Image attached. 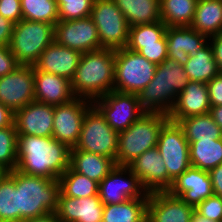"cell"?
<instances>
[{"label": "cell", "mask_w": 222, "mask_h": 222, "mask_svg": "<svg viewBox=\"0 0 222 222\" xmlns=\"http://www.w3.org/2000/svg\"><path fill=\"white\" fill-rule=\"evenodd\" d=\"M71 148L53 137L17 135L16 170L57 180L70 167Z\"/></svg>", "instance_id": "1"}, {"label": "cell", "mask_w": 222, "mask_h": 222, "mask_svg": "<svg viewBox=\"0 0 222 222\" xmlns=\"http://www.w3.org/2000/svg\"><path fill=\"white\" fill-rule=\"evenodd\" d=\"M115 50L100 49L81 53L71 89L75 97L90 101L114 90Z\"/></svg>", "instance_id": "2"}, {"label": "cell", "mask_w": 222, "mask_h": 222, "mask_svg": "<svg viewBox=\"0 0 222 222\" xmlns=\"http://www.w3.org/2000/svg\"><path fill=\"white\" fill-rule=\"evenodd\" d=\"M184 66L168 57L157 65L152 81L137 94L145 112L168 115L189 82Z\"/></svg>", "instance_id": "3"}, {"label": "cell", "mask_w": 222, "mask_h": 222, "mask_svg": "<svg viewBox=\"0 0 222 222\" xmlns=\"http://www.w3.org/2000/svg\"><path fill=\"white\" fill-rule=\"evenodd\" d=\"M13 181L18 188L20 222L56 212L60 193L58 179L26 175L14 169Z\"/></svg>", "instance_id": "4"}, {"label": "cell", "mask_w": 222, "mask_h": 222, "mask_svg": "<svg viewBox=\"0 0 222 222\" xmlns=\"http://www.w3.org/2000/svg\"><path fill=\"white\" fill-rule=\"evenodd\" d=\"M168 120L163 113L146 112L128 129L119 132L116 165L128 166L145 151L157 147L159 132Z\"/></svg>", "instance_id": "5"}, {"label": "cell", "mask_w": 222, "mask_h": 222, "mask_svg": "<svg viewBox=\"0 0 222 222\" xmlns=\"http://www.w3.org/2000/svg\"><path fill=\"white\" fill-rule=\"evenodd\" d=\"M53 41V24L22 19L14 24L9 49L20 65L34 66Z\"/></svg>", "instance_id": "6"}, {"label": "cell", "mask_w": 222, "mask_h": 222, "mask_svg": "<svg viewBox=\"0 0 222 222\" xmlns=\"http://www.w3.org/2000/svg\"><path fill=\"white\" fill-rule=\"evenodd\" d=\"M156 67L126 47L115 50L114 91L138 94L152 81Z\"/></svg>", "instance_id": "7"}, {"label": "cell", "mask_w": 222, "mask_h": 222, "mask_svg": "<svg viewBox=\"0 0 222 222\" xmlns=\"http://www.w3.org/2000/svg\"><path fill=\"white\" fill-rule=\"evenodd\" d=\"M75 149L100 154L115 161L118 132L114 131L100 111L92 105L86 112Z\"/></svg>", "instance_id": "8"}, {"label": "cell", "mask_w": 222, "mask_h": 222, "mask_svg": "<svg viewBox=\"0 0 222 222\" xmlns=\"http://www.w3.org/2000/svg\"><path fill=\"white\" fill-rule=\"evenodd\" d=\"M101 48L122 49L128 42L129 25L113 0H94L91 15Z\"/></svg>", "instance_id": "9"}, {"label": "cell", "mask_w": 222, "mask_h": 222, "mask_svg": "<svg viewBox=\"0 0 222 222\" xmlns=\"http://www.w3.org/2000/svg\"><path fill=\"white\" fill-rule=\"evenodd\" d=\"M92 104L100 111L108 125L118 133L128 129L146 113L139 104L137 94L114 90L95 99Z\"/></svg>", "instance_id": "10"}, {"label": "cell", "mask_w": 222, "mask_h": 222, "mask_svg": "<svg viewBox=\"0 0 222 222\" xmlns=\"http://www.w3.org/2000/svg\"><path fill=\"white\" fill-rule=\"evenodd\" d=\"M157 148L173 181L191 166L189 142L178 123L168 120L162 126Z\"/></svg>", "instance_id": "11"}, {"label": "cell", "mask_w": 222, "mask_h": 222, "mask_svg": "<svg viewBox=\"0 0 222 222\" xmlns=\"http://www.w3.org/2000/svg\"><path fill=\"white\" fill-rule=\"evenodd\" d=\"M98 195L104 205L119 204L135 198H149V193L143 188L139 178L129 166L124 165H116L102 179Z\"/></svg>", "instance_id": "12"}, {"label": "cell", "mask_w": 222, "mask_h": 222, "mask_svg": "<svg viewBox=\"0 0 222 222\" xmlns=\"http://www.w3.org/2000/svg\"><path fill=\"white\" fill-rule=\"evenodd\" d=\"M92 101L75 97L70 102L54 106V140L73 148L79 139L81 126Z\"/></svg>", "instance_id": "13"}, {"label": "cell", "mask_w": 222, "mask_h": 222, "mask_svg": "<svg viewBox=\"0 0 222 222\" xmlns=\"http://www.w3.org/2000/svg\"><path fill=\"white\" fill-rule=\"evenodd\" d=\"M54 41L80 53L102 49L97 28L91 17L70 21L59 20L54 25Z\"/></svg>", "instance_id": "14"}, {"label": "cell", "mask_w": 222, "mask_h": 222, "mask_svg": "<svg viewBox=\"0 0 222 222\" xmlns=\"http://www.w3.org/2000/svg\"><path fill=\"white\" fill-rule=\"evenodd\" d=\"M34 87V66L21 65L0 77V103L15 113L35 100Z\"/></svg>", "instance_id": "15"}, {"label": "cell", "mask_w": 222, "mask_h": 222, "mask_svg": "<svg viewBox=\"0 0 222 222\" xmlns=\"http://www.w3.org/2000/svg\"><path fill=\"white\" fill-rule=\"evenodd\" d=\"M128 166L148 193L166 192L173 183L157 147L145 151Z\"/></svg>", "instance_id": "16"}, {"label": "cell", "mask_w": 222, "mask_h": 222, "mask_svg": "<svg viewBox=\"0 0 222 222\" xmlns=\"http://www.w3.org/2000/svg\"><path fill=\"white\" fill-rule=\"evenodd\" d=\"M54 106L32 101L14 113L17 135L52 137Z\"/></svg>", "instance_id": "17"}, {"label": "cell", "mask_w": 222, "mask_h": 222, "mask_svg": "<svg viewBox=\"0 0 222 222\" xmlns=\"http://www.w3.org/2000/svg\"><path fill=\"white\" fill-rule=\"evenodd\" d=\"M170 195L180 197L194 208L213 195L212 182L208 171L190 166L178 176L167 191Z\"/></svg>", "instance_id": "18"}, {"label": "cell", "mask_w": 222, "mask_h": 222, "mask_svg": "<svg viewBox=\"0 0 222 222\" xmlns=\"http://www.w3.org/2000/svg\"><path fill=\"white\" fill-rule=\"evenodd\" d=\"M165 36L168 58L182 66H185L189 57L196 56L197 52L209 43V37L191 26L167 27Z\"/></svg>", "instance_id": "19"}, {"label": "cell", "mask_w": 222, "mask_h": 222, "mask_svg": "<svg viewBox=\"0 0 222 222\" xmlns=\"http://www.w3.org/2000/svg\"><path fill=\"white\" fill-rule=\"evenodd\" d=\"M194 207L166 192L149 193L146 222H189Z\"/></svg>", "instance_id": "20"}, {"label": "cell", "mask_w": 222, "mask_h": 222, "mask_svg": "<svg viewBox=\"0 0 222 222\" xmlns=\"http://www.w3.org/2000/svg\"><path fill=\"white\" fill-rule=\"evenodd\" d=\"M103 209L104 204L99 195L73 198L60 192L55 213L62 222H100Z\"/></svg>", "instance_id": "21"}, {"label": "cell", "mask_w": 222, "mask_h": 222, "mask_svg": "<svg viewBox=\"0 0 222 222\" xmlns=\"http://www.w3.org/2000/svg\"><path fill=\"white\" fill-rule=\"evenodd\" d=\"M210 108L207 84L189 81L183 91L178 94L168 118L172 122H177L191 116L209 113Z\"/></svg>", "instance_id": "22"}, {"label": "cell", "mask_w": 222, "mask_h": 222, "mask_svg": "<svg viewBox=\"0 0 222 222\" xmlns=\"http://www.w3.org/2000/svg\"><path fill=\"white\" fill-rule=\"evenodd\" d=\"M81 53L53 41L40 55L34 67L46 73L62 76L71 81L75 75Z\"/></svg>", "instance_id": "23"}, {"label": "cell", "mask_w": 222, "mask_h": 222, "mask_svg": "<svg viewBox=\"0 0 222 222\" xmlns=\"http://www.w3.org/2000/svg\"><path fill=\"white\" fill-rule=\"evenodd\" d=\"M35 101L58 106L70 102L75 96L71 81L62 76L39 71L34 67Z\"/></svg>", "instance_id": "24"}, {"label": "cell", "mask_w": 222, "mask_h": 222, "mask_svg": "<svg viewBox=\"0 0 222 222\" xmlns=\"http://www.w3.org/2000/svg\"><path fill=\"white\" fill-rule=\"evenodd\" d=\"M116 166L112 158L77 150L74 147L70 151V168L88 178L100 183Z\"/></svg>", "instance_id": "25"}, {"label": "cell", "mask_w": 222, "mask_h": 222, "mask_svg": "<svg viewBox=\"0 0 222 222\" xmlns=\"http://www.w3.org/2000/svg\"><path fill=\"white\" fill-rule=\"evenodd\" d=\"M127 20L129 27L151 24L161 20L160 0H113Z\"/></svg>", "instance_id": "26"}, {"label": "cell", "mask_w": 222, "mask_h": 222, "mask_svg": "<svg viewBox=\"0 0 222 222\" xmlns=\"http://www.w3.org/2000/svg\"><path fill=\"white\" fill-rule=\"evenodd\" d=\"M191 27L207 37L222 32V0H198Z\"/></svg>", "instance_id": "27"}, {"label": "cell", "mask_w": 222, "mask_h": 222, "mask_svg": "<svg viewBox=\"0 0 222 222\" xmlns=\"http://www.w3.org/2000/svg\"><path fill=\"white\" fill-rule=\"evenodd\" d=\"M148 198L129 199L119 204L104 205L103 222H146Z\"/></svg>", "instance_id": "28"}, {"label": "cell", "mask_w": 222, "mask_h": 222, "mask_svg": "<svg viewBox=\"0 0 222 222\" xmlns=\"http://www.w3.org/2000/svg\"><path fill=\"white\" fill-rule=\"evenodd\" d=\"M188 142L191 166L210 171L222 164V138Z\"/></svg>", "instance_id": "29"}, {"label": "cell", "mask_w": 222, "mask_h": 222, "mask_svg": "<svg viewBox=\"0 0 222 222\" xmlns=\"http://www.w3.org/2000/svg\"><path fill=\"white\" fill-rule=\"evenodd\" d=\"M176 123L182 128L187 141L218 140L222 138V130L215 123L210 113L191 116Z\"/></svg>", "instance_id": "30"}, {"label": "cell", "mask_w": 222, "mask_h": 222, "mask_svg": "<svg viewBox=\"0 0 222 222\" xmlns=\"http://www.w3.org/2000/svg\"><path fill=\"white\" fill-rule=\"evenodd\" d=\"M198 0H160L161 21L167 27L191 26Z\"/></svg>", "instance_id": "31"}, {"label": "cell", "mask_w": 222, "mask_h": 222, "mask_svg": "<svg viewBox=\"0 0 222 222\" xmlns=\"http://www.w3.org/2000/svg\"><path fill=\"white\" fill-rule=\"evenodd\" d=\"M184 70L190 81L208 83L220 72L213 56V49L208 43L194 57H189Z\"/></svg>", "instance_id": "32"}, {"label": "cell", "mask_w": 222, "mask_h": 222, "mask_svg": "<svg viewBox=\"0 0 222 222\" xmlns=\"http://www.w3.org/2000/svg\"><path fill=\"white\" fill-rule=\"evenodd\" d=\"M60 192L67 197L82 198L98 195L99 183L73 171L70 167L58 178Z\"/></svg>", "instance_id": "33"}, {"label": "cell", "mask_w": 222, "mask_h": 222, "mask_svg": "<svg viewBox=\"0 0 222 222\" xmlns=\"http://www.w3.org/2000/svg\"><path fill=\"white\" fill-rule=\"evenodd\" d=\"M0 222H20L18 188L13 181V170L0 180Z\"/></svg>", "instance_id": "34"}, {"label": "cell", "mask_w": 222, "mask_h": 222, "mask_svg": "<svg viewBox=\"0 0 222 222\" xmlns=\"http://www.w3.org/2000/svg\"><path fill=\"white\" fill-rule=\"evenodd\" d=\"M166 30L167 26L161 20L151 24L131 26L126 48L138 53L143 45L158 44V41L165 36Z\"/></svg>", "instance_id": "35"}, {"label": "cell", "mask_w": 222, "mask_h": 222, "mask_svg": "<svg viewBox=\"0 0 222 222\" xmlns=\"http://www.w3.org/2000/svg\"><path fill=\"white\" fill-rule=\"evenodd\" d=\"M22 19L55 25L59 21L56 0H21Z\"/></svg>", "instance_id": "36"}, {"label": "cell", "mask_w": 222, "mask_h": 222, "mask_svg": "<svg viewBox=\"0 0 222 222\" xmlns=\"http://www.w3.org/2000/svg\"><path fill=\"white\" fill-rule=\"evenodd\" d=\"M0 167L7 172L17 167V131L15 127L0 129Z\"/></svg>", "instance_id": "37"}, {"label": "cell", "mask_w": 222, "mask_h": 222, "mask_svg": "<svg viewBox=\"0 0 222 222\" xmlns=\"http://www.w3.org/2000/svg\"><path fill=\"white\" fill-rule=\"evenodd\" d=\"M94 0H65L57 3L59 20L70 21L90 17Z\"/></svg>", "instance_id": "38"}, {"label": "cell", "mask_w": 222, "mask_h": 222, "mask_svg": "<svg viewBox=\"0 0 222 222\" xmlns=\"http://www.w3.org/2000/svg\"><path fill=\"white\" fill-rule=\"evenodd\" d=\"M194 210L203 217L222 222V197L212 195L199 203Z\"/></svg>", "instance_id": "39"}, {"label": "cell", "mask_w": 222, "mask_h": 222, "mask_svg": "<svg viewBox=\"0 0 222 222\" xmlns=\"http://www.w3.org/2000/svg\"><path fill=\"white\" fill-rule=\"evenodd\" d=\"M138 53L156 65L162 63L168 57L166 36L158 44L143 45Z\"/></svg>", "instance_id": "40"}, {"label": "cell", "mask_w": 222, "mask_h": 222, "mask_svg": "<svg viewBox=\"0 0 222 222\" xmlns=\"http://www.w3.org/2000/svg\"><path fill=\"white\" fill-rule=\"evenodd\" d=\"M0 15L16 24L22 20L21 0H0Z\"/></svg>", "instance_id": "41"}, {"label": "cell", "mask_w": 222, "mask_h": 222, "mask_svg": "<svg viewBox=\"0 0 222 222\" xmlns=\"http://www.w3.org/2000/svg\"><path fill=\"white\" fill-rule=\"evenodd\" d=\"M21 66L11 53L9 46L0 45V77H3Z\"/></svg>", "instance_id": "42"}, {"label": "cell", "mask_w": 222, "mask_h": 222, "mask_svg": "<svg viewBox=\"0 0 222 222\" xmlns=\"http://www.w3.org/2000/svg\"><path fill=\"white\" fill-rule=\"evenodd\" d=\"M210 106L222 105V73L207 83Z\"/></svg>", "instance_id": "43"}, {"label": "cell", "mask_w": 222, "mask_h": 222, "mask_svg": "<svg viewBox=\"0 0 222 222\" xmlns=\"http://www.w3.org/2000/svg\"><path fill=\"white\" fill-rule=\"evenodd\" d=\"M209 43L213 49V56L218 65L219 72L222 73V32L210 36Z\"/></svg>", "instance_id": "44"}, {"label": "cell", "mask_w": 222, "mask_h": 222, "mask_svg": "<svg viewBox=\"0 0 222 222\" xmlns=\"http://www.w3.org/2000/svg\"><path fill=\"white\" fill-rule=\"evenodd\" d=\"M14 23L0 15V45L9 46Z\"/></svg>", "instance_id": "45"}, {"label": "cell", "mask_w": 222, "mask_h": 222, "mask_svg": "<svg viewBox=\"0 0 222 222\" xmlns=\"http://www.w3.org/2000/svg\"><path fill=\"white\" fill-rule=\"evenodd\" d=\"M211 182L213 195L222 197V164L208 171Z\"/></svg>", "instance_id": "46"}, {"label": "cell", "mask_w": 222, "mask_h": 222, "mask_svg": "<svg viewBox=\"0 0 222 222\" xmlns=\"http://www.w3.org/2000/svg\"><path fill=\"white\" fill-rule=\"evenodd\" d=\"M6 127H15L14 112L0 103V129Z\"/></svg>", "instance_id": "47"}, {"label": "cell", "mask_w": 222, "mask_h": 222, "mask_svg": "<svg viewBox=\"0 0 222 222\" xmlns=\"http://www.w3.org/2000/svg\"><path fill=\"white\" fill-rule=\"evenodd\" d=\"M24 222H62V221L58 219L56 213H48L40 217L27 219Z\"/></svg>", "instance_id": "48"}, {"label": "cell", "mask_w": 222, "mask_h": 222, "mask_svg": "<svg viewBox=\"0 0 222 222\" xmlns=\"http://www.w3.org/2000/svg\"><path fill=\"white\" fill-rule=\"evenodd\" d=\"M209 113L222 130V105L211 107Z\"/></svg>", "instance_id": "49"}, {"label": "cell", "mask_w": 222, "mask_h": 222, "mask_svg": "<svg viewBox=\"0 0 222 222\" xmlns=\"http://www.w3.org/2000/svg\"><path fill=\"white\" fill-rule=\"evenodd\" d=\"M191 221L192 222H217V221H214V220H211L209 218L201 216L195 210L192 213Z\"/></svg>", "instance_id": "50"}, {"label": "cell", "mask_w": 222, "mask_h": 222, "mask_svg": "<svg viewBox=\"0 0 222 222\" xmlns=\"http://www.w3.org/2000/svg\"><path fill=\"white\" fill-rule=\"evenodd\" d=\"M7 173L3 168L0 167V180L3 178V176Z\"/></svg>", "instance_id": "51"}, {"label": "cell", "mask_w": 222, "mask_h": 222, "mask_svg": "<svg viewBox=\"0 0 222 222\" xmlns=\"http://www.w3.org/2000/svg\"><path fill=\"white\" fill-rule=\"evenodd\" d=\"M57 3H65V0H56Z\"/></svg>", "instance_id": "52"}]
</instances>
